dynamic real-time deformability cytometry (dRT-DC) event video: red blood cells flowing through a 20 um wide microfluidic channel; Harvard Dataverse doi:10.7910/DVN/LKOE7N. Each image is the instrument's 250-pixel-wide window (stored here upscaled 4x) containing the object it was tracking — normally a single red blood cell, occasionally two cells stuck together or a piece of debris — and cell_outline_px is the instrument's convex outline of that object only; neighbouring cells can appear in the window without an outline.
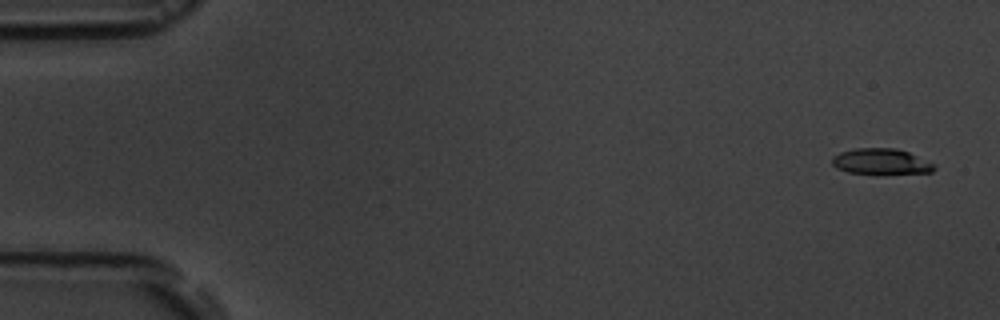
{"species": "common noctule bat (a hibernating species)", "species_latin": "Nyctalus noctula", "temperature_condition": "room temperature", "stored_images_in_passage": 5, "camera_frame_rate_fps": 3000, "um_per_image_px": 0.085, "animal": {"sex": "male", "body_mass_g": 19.5, "forearm_length_mm": 54.6}, "frame": {"image": 1, "passage_image": 1, "time_ms": 0.0, "image_size_px": [1000, 320], "cell_outline_px": [[936, 168], [932, 172], [848, 172], [836, 168], [832, 164], [832, 156], [840, 152], [856, 148], [896, 148], [908, 152], [936, 164]], "centroid_in_image_um": [74.87, 13.69], "position_along_channel_um": 10.1, "area_um2": 14.85}}
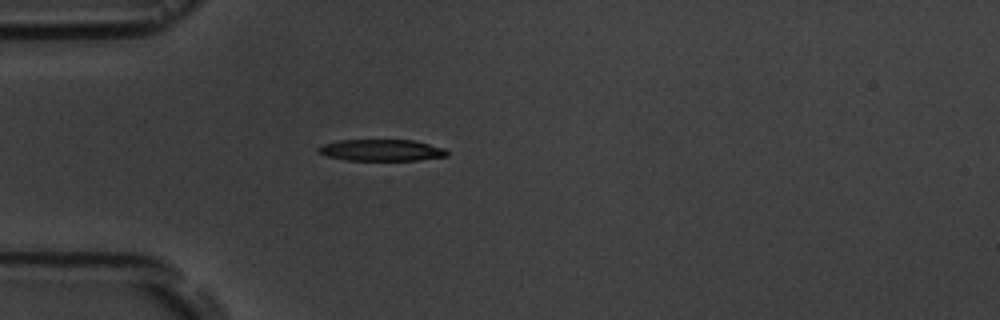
{"frame": {"image": 2, "passage_image": 5, "time_ms": 4.667, "image_size_px": [1000, 320], "cell_outline_px": [[448, 156], [416, 160], [344, 160], [328, 156], [316, 152], [316, 148], [324, 144], [340, 140], [412, 140], [444, 148], [448, 152]], "centroid_in_image_um": [32.39, 12.77], "position_along_channel_um": 52.6, "area_um2": 16.07}}